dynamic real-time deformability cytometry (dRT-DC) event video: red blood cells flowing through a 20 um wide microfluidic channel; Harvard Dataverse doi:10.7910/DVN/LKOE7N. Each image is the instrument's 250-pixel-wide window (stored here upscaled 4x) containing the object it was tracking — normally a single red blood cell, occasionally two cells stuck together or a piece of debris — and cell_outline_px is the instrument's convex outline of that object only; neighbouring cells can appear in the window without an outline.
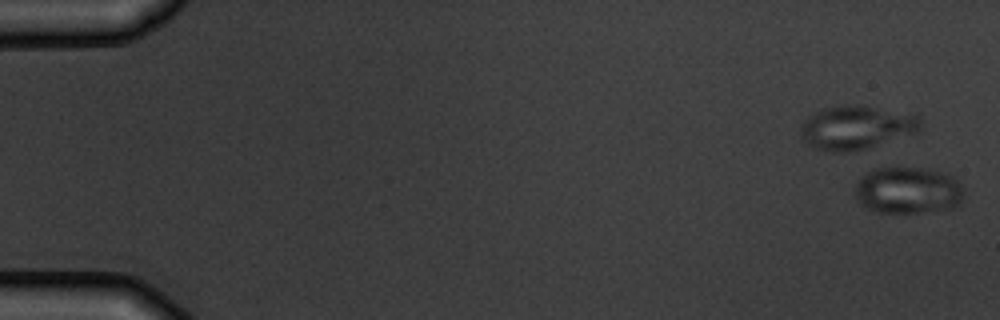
{"species": "common noctule bat (a hibernating species)", "species_latin": "Nyctalus noctula", "temperature_condition": "warm", "stored_images_in_passage": 5, "camera_frame_rate_fps": 3000, "um_per_image_px": 0.085, "animal": {"sex": "male", "body_mass_g": 19.5, "forearm_length_mm": 54.6}, "frame": {"image": 1, "passage_image": 1, "time_ms": 0.0, "image_size_px": [1000, 320], "cell_outline_px": [[964, 188], [960, 200], [952, 208], [920, 212], [876, 212], [868, 208], [856, 196], [856, 184], [860, 176], [876, 168], [928, 168], [944, 172], [956, 176], [960, 180]], "centroid_in_image_um": [77.23, 16.15], "position_along_channel_um": 7.8, "area_um2": 29.59}}